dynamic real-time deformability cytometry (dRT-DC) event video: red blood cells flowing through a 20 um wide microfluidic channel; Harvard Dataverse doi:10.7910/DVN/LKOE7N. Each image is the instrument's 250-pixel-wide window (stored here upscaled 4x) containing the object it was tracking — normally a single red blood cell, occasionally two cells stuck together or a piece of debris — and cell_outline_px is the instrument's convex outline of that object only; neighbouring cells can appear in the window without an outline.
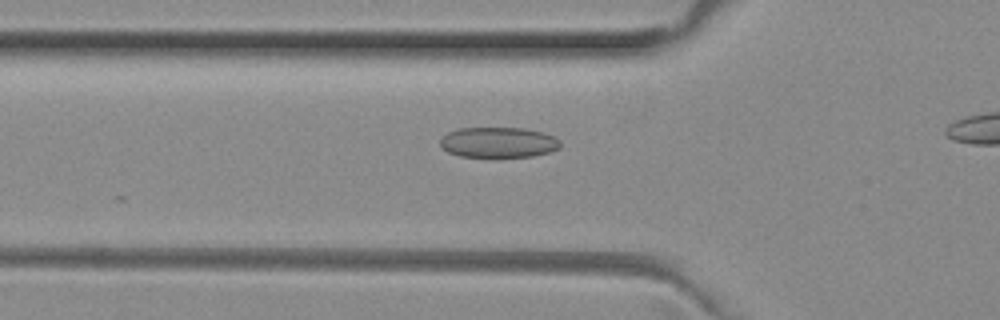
{"species": "common noctule bat (a hibernating species)", "species_latin": "Nyctalus noctula", "temperature_condition": "room temperature", "stored_images_in_passage": 20, "camera_frame_rate_fps": 3000, "um_per_image_px": 0.085, "animal": {"sex": "female", "body_mass_g": 29.2, "forearm_length_mm": 56.3}, "frame": {"image": 1, "passage_image": 11, "time_ms": 3.333, "image_size_px": [1000, 320], "cell_outline_px": [[560, 148], [552, 152], [532, 156], [460, 156], [448, 152], [440, 144], [440, 140], [448, 132], [460, 128], [524, 128], [544, 132], [556, 136], [560, 140]], "centroid_in_image_um": [42.43, 12.09], "position_along_channel_um": 83.4, "area_um2": 21.27}}
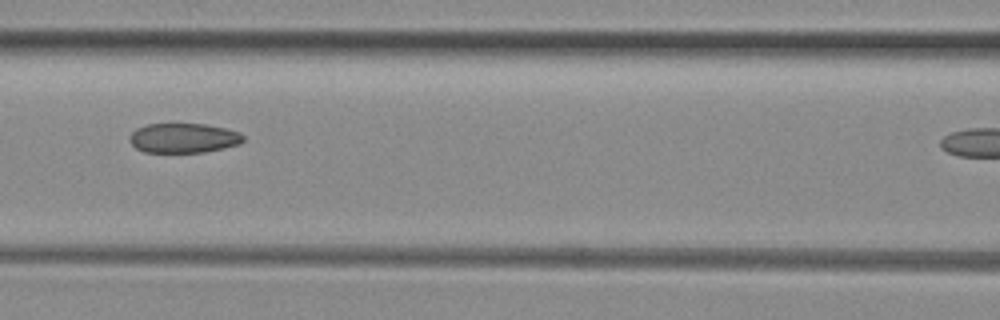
{"frame": {"image": 2, "passage_image": 16, "time_ms": 5.0, "image_size_px": [1000, 320], "cell_outline_px": [[244, 140], [240, 144], [224, 148], [204, 152], [144, 152], [136, 148], [128, 140], [128, 136], [136, 128], [148, 124], [204, 124], [224, 128], [240, 132], [244, 136]], "centroid_in_image_um": [15.59, 11.73], "position_along_channel_um": 151.0, "area_um2": 19.71}}
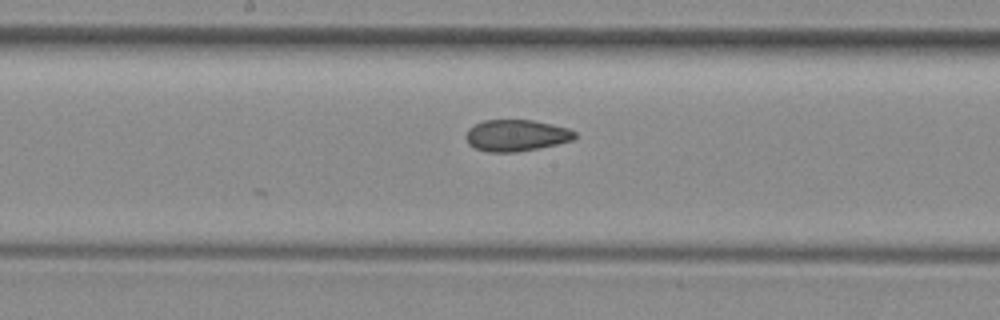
{"frame": {"image": 3, "passage_image": 20, "time_ms": 6.333, "image_size_px": [1000, 320], "cell_outline_px": [[576, 136], [572, 140], [556, 144], [516, 152], [488, 152], [476, 148], [468, 144], [464, 136], [468, 128], [484, 120], [532, 120], [552, 124], [568, 128], [576, 132]], "centroid_in_image_um": [43.85, 11.5], "position_along_channel_um": 204.4, "area_um2": 19.94}}